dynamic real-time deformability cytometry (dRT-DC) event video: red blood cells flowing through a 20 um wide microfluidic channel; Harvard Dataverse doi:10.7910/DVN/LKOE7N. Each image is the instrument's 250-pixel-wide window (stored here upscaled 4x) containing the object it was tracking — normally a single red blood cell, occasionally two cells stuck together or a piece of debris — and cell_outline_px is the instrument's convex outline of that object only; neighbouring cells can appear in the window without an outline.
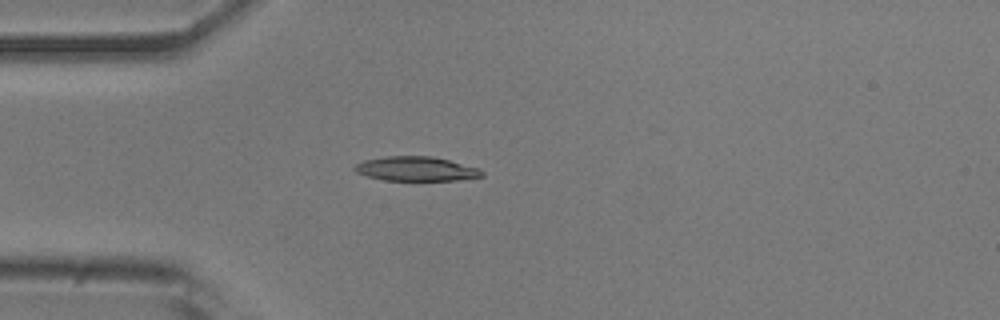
{"species": "common noctule bat (a hibernating species)", "species_latin": "Nyctalus noctula", "temperature_condition": "room temperature", "stored_images_in_passage": 17, "camera_frame_rate_fps": 3000, "um_per_image_px": 0.085, "animal": {"sex": "male", "body_mass_g": 20.5, "forearm_length_mm": 52.5}, "frame": {"image": 1, "passage_image": 2, "time_ms": 0.333, "image_size_px": [1000, 320], "cell_outline_px": [[484, 176], [456, 180], [384, 180], [368, 176], [356, 172], [352, 168], [356, 164], [364, 160], [384, 156], [432, 156], [480, 168], [484, 172]], "centroid_in_image_um": [35.37, 14.34], "position_along_channel_um": 49.6, "area_um2": 18.03}}
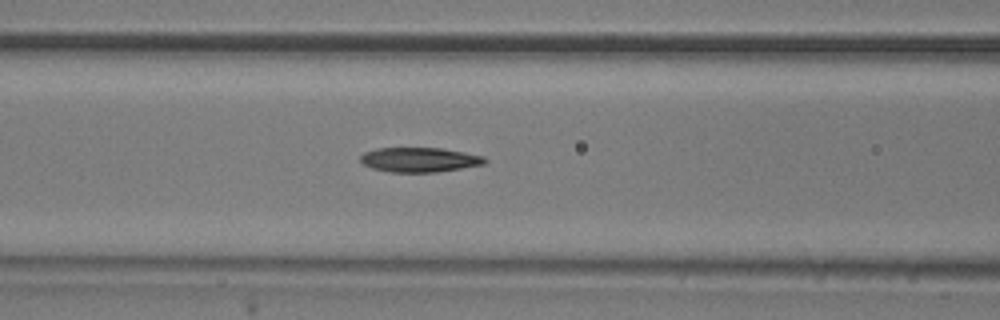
{"frame": {"image": 2, "passage_image": 9, "time_ms": 2.667, "image_size_px": [1000, 320], "cell_outline_px": [[488, 160], [484, 164], [436, 172], [388, 172], [372, 168], [364, 164], [360, 160], [360, 156], [364, 152], [376, 148], [440, 148], [464, 152], [484, 156]], "centroid_in_image_um": [35.64, 13.57], "position_along_channel_um": 131.0, "area_um2": 17.8}}
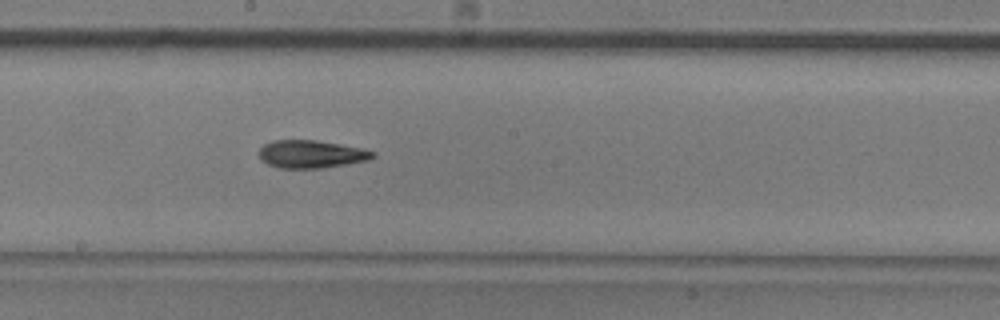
{"frame": {"image": 3, "passage_image": 16, "time_ms": 5.0, "image_size_px": [1000, 320], "cell_outline_px": [[376, 156], [368, 160], [324, 168], [280, 168], [268, 164], [260, 160], [260, 148], [264, 144], [272, 140], [316, 140], [340, 144], [360, 148], [376, 152]], "centroid_in_image_um": [26.45, 13.1], "position_along_channel_um": 221.7, "area_um2": 18.44}}